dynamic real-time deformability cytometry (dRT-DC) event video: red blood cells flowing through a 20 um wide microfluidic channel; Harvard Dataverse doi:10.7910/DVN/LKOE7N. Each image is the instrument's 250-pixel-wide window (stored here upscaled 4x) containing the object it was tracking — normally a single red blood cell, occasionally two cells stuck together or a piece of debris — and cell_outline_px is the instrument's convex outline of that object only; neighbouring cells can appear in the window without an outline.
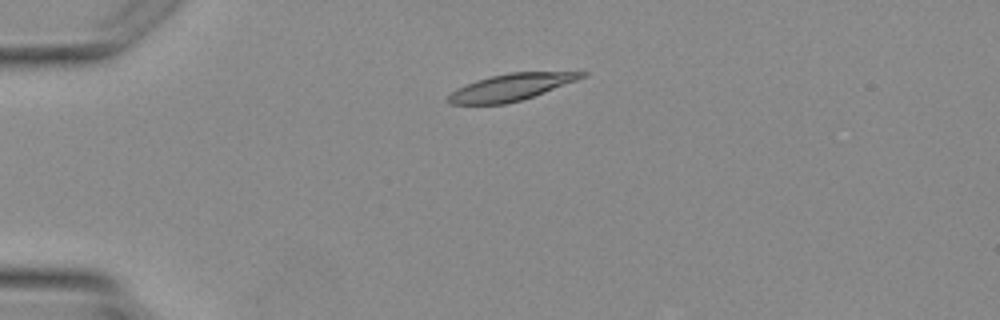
{"species": "Egyptian fruit bat (a non-hibernating species)", "species_latin": "Rousettus aegyptiacus", "temperature_condition": "warm", "stored_images_in_passage": 3, "camera_frame_rate_fps": 3000, "um_per_image_px": 0.085, "animal": {"sex": "female"}, "frame": {"image": 1, "passage_image": 2, "time_ms": 2.0, "image_size_px": [1000, 320], "cell_outline_px": [[588, 76], [544, 92], [520, 100], [504, 104], [448, 104], [444, 100], [456, 88], [476, 80], [508, 72], [588, 72]], "centroid_in_image_um": [43.39, 7.41], "position_along_channel_um": 41.6, "area_um2": 20.69}}
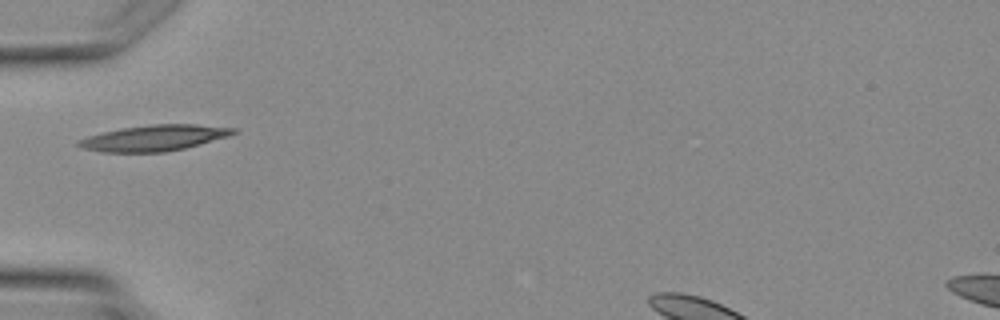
{"frame": {"image": 2, "passage_image": 3, "time_ms": 3.333, "image_size_px": [1000, 320], "cell_outline_px": [[240, 132], [228, 136], [184, 148], [164, 152], [100, 152], [84, 148], [76, 144], [76, 140], [100, 132], [120, 128], [148, 124], [196, 124], [236, 128]], "centroid_in_image_um": [13.08, 11.71], "position_along_channel_um": 71.9, "area_um2": 23.47}}